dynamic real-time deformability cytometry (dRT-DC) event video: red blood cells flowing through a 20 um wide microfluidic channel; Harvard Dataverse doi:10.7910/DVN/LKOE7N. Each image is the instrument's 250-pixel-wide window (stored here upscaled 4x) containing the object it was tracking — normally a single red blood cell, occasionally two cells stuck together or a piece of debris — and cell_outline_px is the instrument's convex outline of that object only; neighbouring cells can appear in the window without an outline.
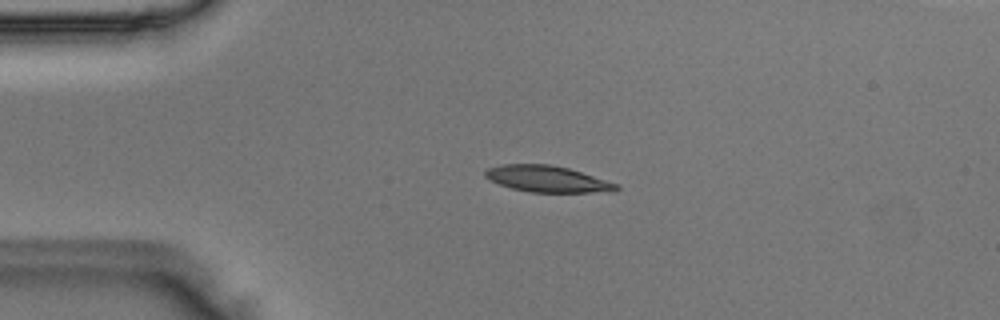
{"species": "Egyptian fruit bat (a non-hibernating species)", "species_latin": "Rousettus aegyptiacus", "temperature_condition": "room temperature", "stored_images_in_passage": 40, "camera_frame_rate_fps": 3000, "um_per_image_px": 0.085, "animal": {"sex": "male"}, "frame": {"image": 1, "passage_image": 1, "time_ms": 0.0, "image_size_px": [1000, 320], "cell_outline_px": [[620, 188], [592, 192], [532, 192], [512, 188], [500, 184], [484, 176], [484, 172], [488, 168], [500, 164], [552, 164], [568, 168], [620, 184]], "centroid_in_image_um": [46.49, 15.19], "position_along_channel_um": 38.5, "area_um2": 19.83}}
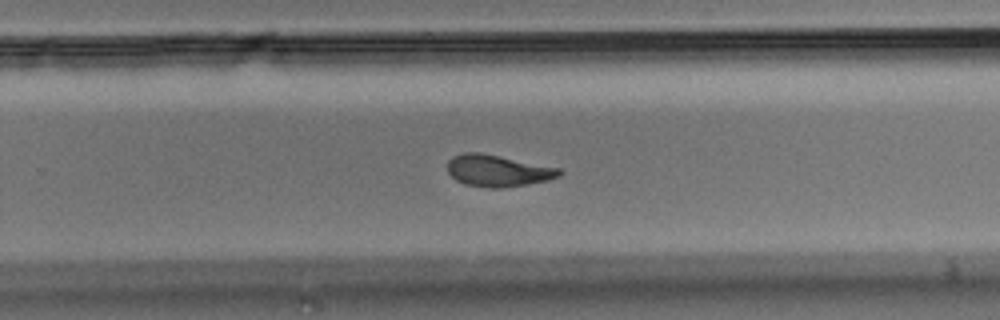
{"frame": {"image": 2, "passage_image": 22, "time_ms": 7.0, "image_size_px": [1000, 320], "cell_outline_px": [[564, 172], [560, 176], [548, 180], [500, 188], [488, 188], [464, 184], [456, 180], [448, 172], [448, 160], [452, 156], [464, 152], [480, 152], [560, 168]], "centroid_in_image_um": [42.3, 14.5], "position_along_channel_um": 287.5, "area_um2": 20.63}}
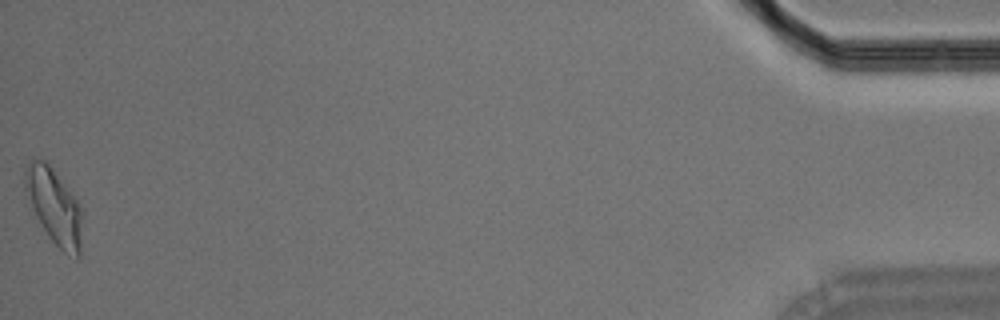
{"frame": {"image": 3, "passage_image": 40, "time_ms": 13.0, "image_size_px": [1000, 320], "cell_outline_px": [[84, 216], [80, 256], [76, 260], [68, 256], [48, 236], [28, 208], [24, 188], [24, 168], [32, 156], [44, 160], [52, 168], [84, 208]], "centroid_in_image_um": [4.6, 17.56], "position_along_channel_um": 430.6, "area_um2": 26.53}}